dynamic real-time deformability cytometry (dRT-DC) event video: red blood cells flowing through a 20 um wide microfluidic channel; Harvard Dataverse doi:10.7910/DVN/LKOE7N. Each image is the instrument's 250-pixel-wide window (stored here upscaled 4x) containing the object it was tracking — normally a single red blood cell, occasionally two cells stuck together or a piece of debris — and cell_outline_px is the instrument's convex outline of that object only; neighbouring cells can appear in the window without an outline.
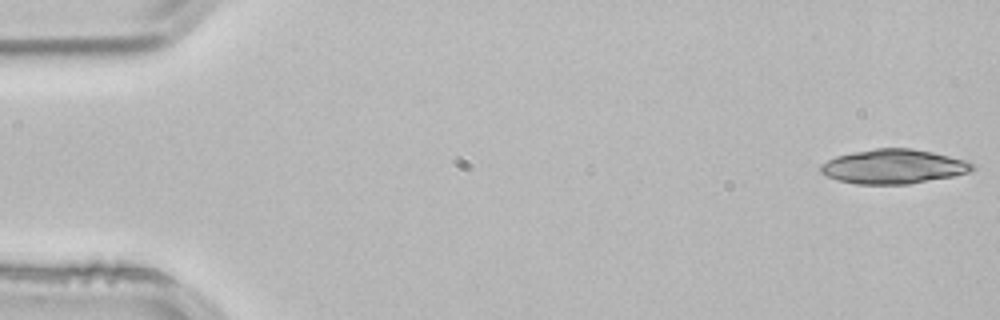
{"species": "common noctule bat (a hibernating species)", "species_latin": "Nyctalus noctula", "temperature_condition": "room temperature", "stored_images_in_passage": 16, "camera_frame_rate_fps": 3000, "um_per_image_px": 0.085, "animal": {"sex": "male", "body_mass_g": 21.5, "forearm_length_mm": 52.0}, "frame": {"image": 1, "passage_image": 1, "time_ms": 0.0, "image_size_px": [1000, 320], "cell_outline_px": [[976, 168], [968, 172], [952, 176], [908, 184], [856, 184], [836, 180], [820, 172], [820, 164], [836, 156], [852, 152], [876, 148], [912, 148], [932, 152], [968, 160], [976, 164]], "centroid_in_image_um": [75.96, 14.15], "position_along_channel_um": 9.0, "area_um2": 30.52}}